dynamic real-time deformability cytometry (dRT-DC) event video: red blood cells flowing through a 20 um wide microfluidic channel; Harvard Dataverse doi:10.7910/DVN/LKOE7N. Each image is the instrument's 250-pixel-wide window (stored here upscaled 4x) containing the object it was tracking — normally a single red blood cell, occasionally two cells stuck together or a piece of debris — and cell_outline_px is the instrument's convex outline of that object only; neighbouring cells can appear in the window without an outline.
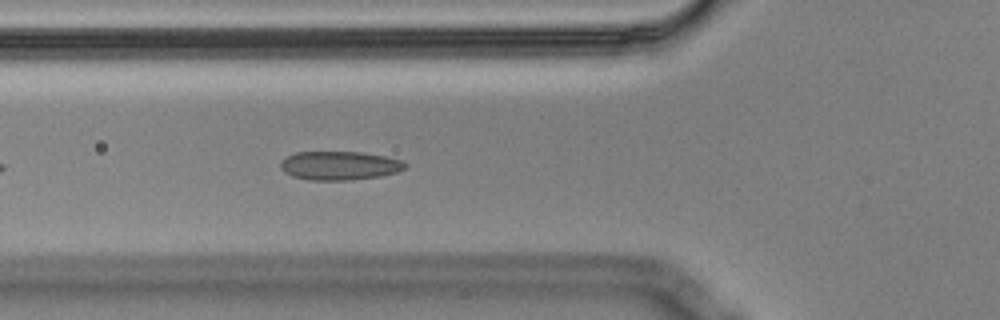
{"species": "Egyptian fruit bat (a non-hibernating species)", "species_latin": "Rousettus aegyptiacus", "temperature_condition": "cold", "stored_images_in_passage": 5, "camera_frame_rate_fps": 3000, "um_per_image_px": 0.085, "animal": {"sex": "male"}, "frame": {"image": 1, "passage_image": 5, "time_ms": 1.333, "image_size_px": [1000, 320], "cell_outline_px": [[408, 168], [396, 172], [380, 176], [348, 180], [308, 180], [292, 176], [284, 172], [280, 168], [280, 160], [296, 152], [364, 152], [384, 156], [400, 160], [408, 164]], "centroid_in_image_um": [28.85, 14.07], "position_along_channel_um": 97.0, "area_um2": 20.98}}